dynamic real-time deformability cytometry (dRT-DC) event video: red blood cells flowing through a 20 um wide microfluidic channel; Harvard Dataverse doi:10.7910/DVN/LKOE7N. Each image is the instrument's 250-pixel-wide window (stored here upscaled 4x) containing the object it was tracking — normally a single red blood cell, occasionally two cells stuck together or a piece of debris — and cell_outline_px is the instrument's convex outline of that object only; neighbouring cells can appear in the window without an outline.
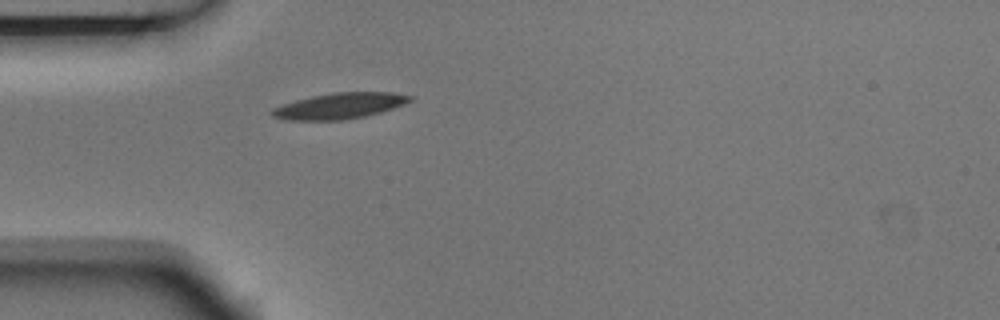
{"species": "Egyptian fruit bat (a non-hibernating species)", "species_latin": "Rousettus aegyptiacus", "temperature_condition": "room temperature", "stored_images_in_passage": 1, "camera_frame_rate_fps": 3000, "um_per_image_px": 0.085, "animal": {"sex": "male"}, "frame": {"image": 1, "passage_image": 1, "time_ms": 0.0, "image_size_px": [1000, 320], "cell_outline_px": [[412, 100], [404, 104], [380, 112], [364, 116], [344, 120], [284, 120], [272, 116], [268, 112], [272, 108], [296, 100], [312, 96], [332, 92], [392, 92], [412, 96]], "centroid_in_image_um": [28.83, 9.0], "position_along_channel_um": 56.2, "area_um2": 20.81}}